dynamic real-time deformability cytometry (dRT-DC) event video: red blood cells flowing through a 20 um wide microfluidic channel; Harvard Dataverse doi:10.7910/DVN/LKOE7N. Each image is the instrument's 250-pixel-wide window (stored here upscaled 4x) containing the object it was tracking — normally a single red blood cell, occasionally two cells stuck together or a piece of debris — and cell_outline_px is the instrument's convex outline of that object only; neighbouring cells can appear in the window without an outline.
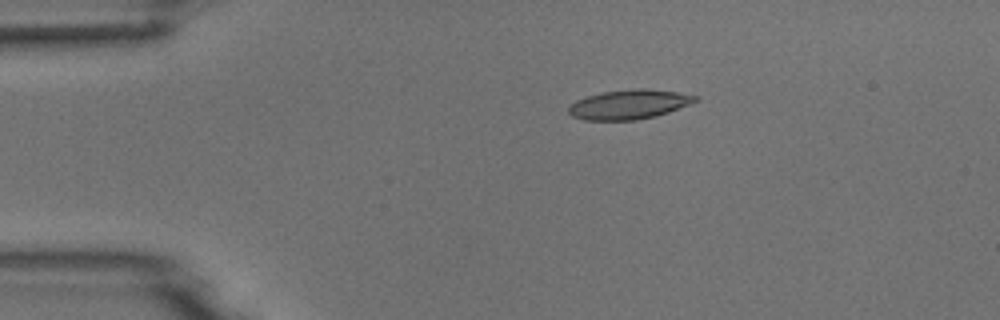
{"species": "common noctule bat (a hibernating species)", "species_latin": "Nyctalus noctula", "temperature_condition": "room temperature", "stored_images_in_passage": 5, "camera_frame_rate_fps": 3000, "um_per_image_px": 0.085, "animal": {"sex": "male", "body_mass_g": 18.8}, "frame": {"image": 1, "passage_image": 2, "time_ms": 2.0, "image_size_px": [1000, 320], "cell_outline_px": [[700, 100], [668, 112], [656, 116], [636, 120], [584, 120], [572, 116], [568, 112], [568, 108], [576, 100], [600, 92], [632, 88], [648, 88], [676, 92], [700, 96]], "centroid_in_image_um": [53.49, 8.86], "position_along_channel_um": 31.5, "area_um2": 21.91}}
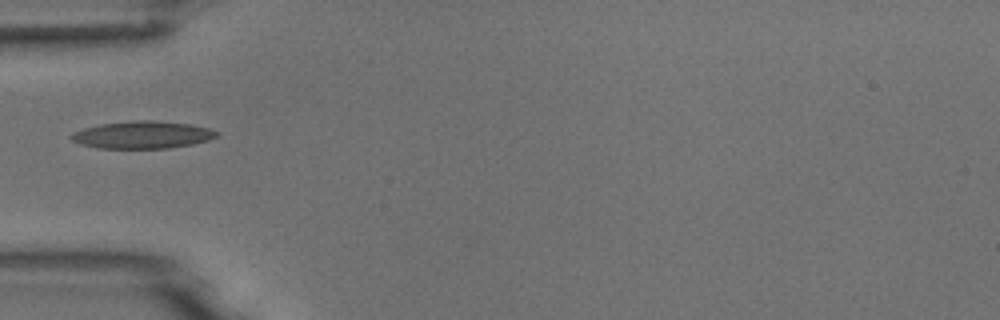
{"frame": {"image": 2, "passage_image": 4, "time_ms": 4.333, "image_size_px": [1000, 320], "cell_outline_px": [[220, 132], [216, 136], [208, 140], [192, 144], [168, 148], [100, 148], [80, 144], [72, 140], [68, 136], [72, 132], [84, 128], [100, 124], [132, 120], [152, 120], [192, 124], [208, 128]], "centroid_in_image_um": [12.09, 11.45], "position_along_channel_um": 72.9, "area_um2": 23.24}}